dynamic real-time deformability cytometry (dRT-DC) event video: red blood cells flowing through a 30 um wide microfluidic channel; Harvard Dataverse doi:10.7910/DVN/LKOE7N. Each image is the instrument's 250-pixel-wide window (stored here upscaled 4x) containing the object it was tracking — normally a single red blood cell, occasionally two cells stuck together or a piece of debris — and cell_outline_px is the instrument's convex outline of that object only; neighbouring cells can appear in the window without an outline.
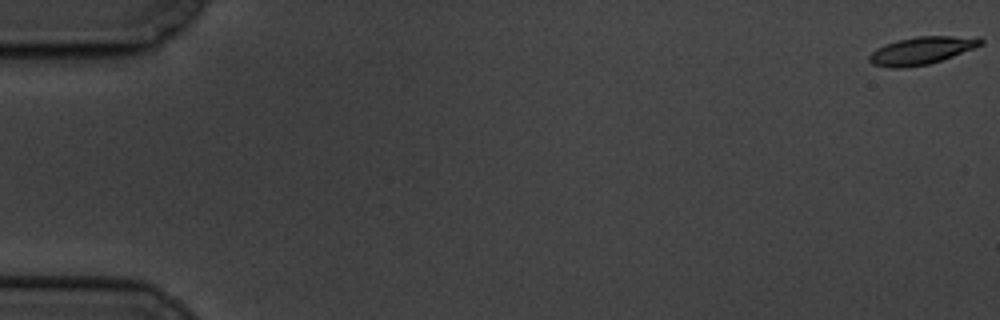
{"species": "common noctule bat (a hibernating species)", "species_latin": "Nyctalus noctula", "temperature_condition": "cold", "stored_images_in_passage": 7, "segment_of_instrument_passage": [1, 2], "camera_frame_rate_fps": 3000, "um_per_image_px": 0.085, "animal": {"sex": "male", "body_mass_g": 19.5, "forearm_length_mm": 54.6}, "frame": {"image": 1, "passage_image": 1, "time_ms": 0.0, "image_size_px": [1000, 320], "cell_outline_px": [[984, 44], [952, 56], [928, 64], [904, 68], [892, 68], [872, 64], [868, 60], [868, 56], [876, 48], [884, 44], [896, 40], [916, 36], [952, 36], [984, 40]], "centroid_in_image_um": [78.24, 4.3], "position_along_channel_um": 6.8, "area_um2": 17.69}}
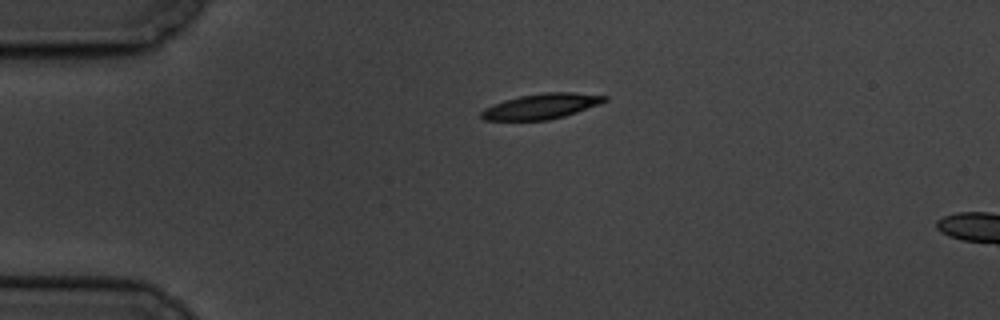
{"frame": {"image": 2, "passage_image": 5, "time_ms": 4.667, "image_size_px": [1000, 320], "cell_outline_px": [[608, 100], [600, 104], [564, 116], [548, 120], [484, 120], [480, 116], [480, 112], [484, 108], [492, 104], [504, 100], [520, 96], [544, 92], [572, 92], [608, 96]], "centroid_in_image_um": [46.0, 9.03], "position_along_channel_um": 39.0, "area_um2": 18.21}}